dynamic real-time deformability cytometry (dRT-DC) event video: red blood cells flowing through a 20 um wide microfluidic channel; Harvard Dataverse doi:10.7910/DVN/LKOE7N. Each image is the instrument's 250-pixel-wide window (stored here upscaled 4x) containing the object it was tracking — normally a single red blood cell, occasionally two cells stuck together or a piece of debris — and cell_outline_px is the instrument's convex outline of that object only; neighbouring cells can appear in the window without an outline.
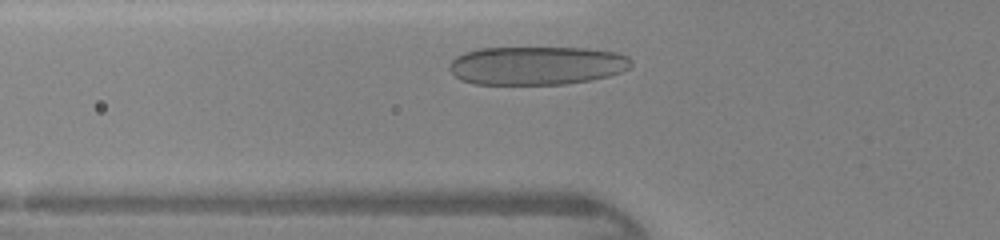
{"species": "human", "species_latin": "Homo sapiens", "temperature_condition": "warm", "stored_images_in_passage": 24, "camera_frame_rate_fps": 3000, "um_per_image_px": 0.085, "donor": {"sex": "female"}, "frame": {"image": 1, "passage_image": 3, "time_ms": 0.667, "image_size_px": [1000, 240], "cell_outline_px": [[632, 64], [628, 68], [620, 72], [608, 76], [588, 80], [564, 84], [476, 84], [460, 80], [448, 68], [448, 64], [456, 56], [464, 52], [480, 48], [588, 48], [616, 52], [628, 56], [632, 60]], "centroid_in_image_um": [45.6, 5.56], "position_along_channel_um": 80.2, "area_um2": 40.86}}
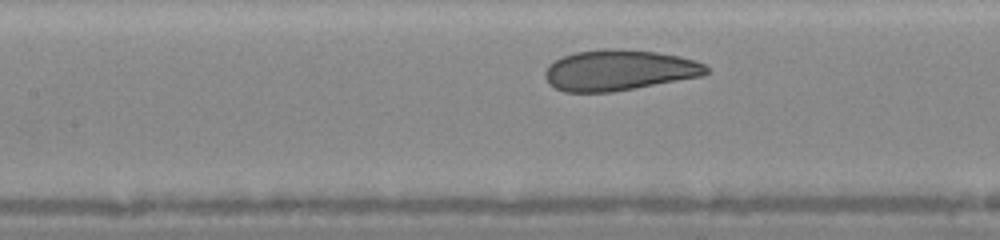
{"frame": {"image": 2, "passage_image": 8, "time_ms": 2.333, "image_size_px": [1000, 240], "cell_outline_px": [[708, 72], [700, 76], [612, 92], [564, 92], [548, 84], [544, 76], [544, 72], [548, 64], [564, 56], [576, 52], [604, 48], [620, 48], [656, 52], [680, 56], [696, 60], [704, 64], [708, 68]], "centroid_in_image_um": [52.58, 5.96], "position_along_channel_um": 154.8, "area_um2": 38.26}}
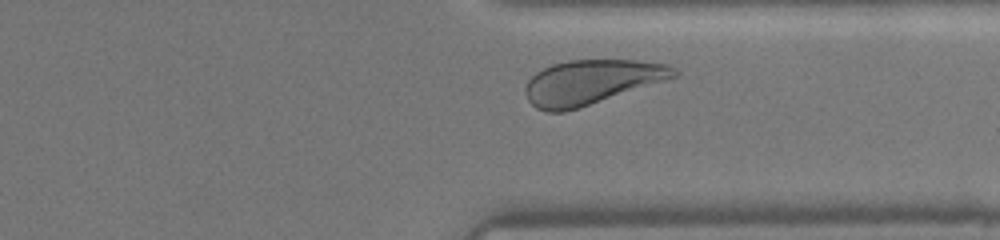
{"frame": {"image": 3, "passage_image": 22, "time_ms": 7.0, "image_size_px": [1000, 240], "cell_outline_px": [[680, 72], [676, 76], [668, 80], [580, 108], [564, 112], [544, 112], [536, 108], [528, 100], [524, 92], [524, 88], [528, 80], [536, 72], [552, 64], [568, 60], [636, 60], [668, 64], [676, 68]], "centroid_in_image_um": [50.27, 6.99], "position_along_channel_um": 361.1, "area_um2": 38.96}}